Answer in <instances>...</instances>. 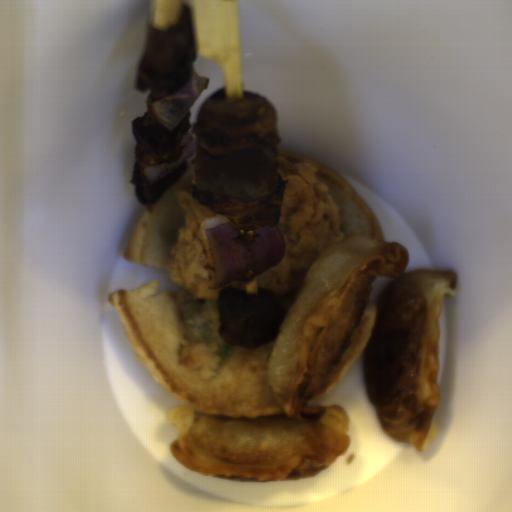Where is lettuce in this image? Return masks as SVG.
Returning a JSON list of instances; mask_svg holds the SVG:
<instances>
[{
	"label": "lettuce",
	"instance_id": "9fb2a089",
	"mask_svg": "<svg viewBox=\"0 0 512 512\" xmlns=\"http://www.w3.org/2000/svg\"><path fill=\"white\" fill-rule=\"evenodd\" d=\"M177 304L184 327L190 338L216 346L219 365L231 356L233 345H228L219 334L221 325L218 300L197 298L194 293L180 288L176 292Z\"/></svg>",
	"mask_w": 512,
	"mask_h": 512
}]
</instances>
